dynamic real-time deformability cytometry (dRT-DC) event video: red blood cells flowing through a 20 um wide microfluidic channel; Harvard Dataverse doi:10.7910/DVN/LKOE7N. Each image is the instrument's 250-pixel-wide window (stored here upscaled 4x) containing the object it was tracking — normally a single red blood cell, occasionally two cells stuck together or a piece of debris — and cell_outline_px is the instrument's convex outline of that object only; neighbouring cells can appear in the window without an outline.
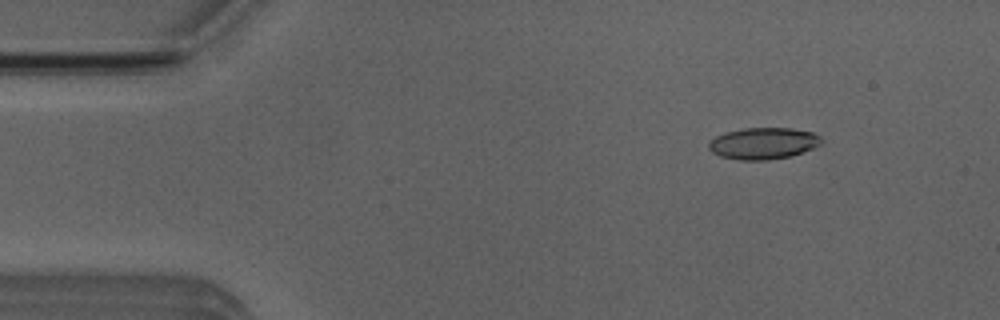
{"species": "Egyptian fruit bat (a non-hibernating species)", "species_latin": "Rousettus aegyptiacus", "temperature_condition": "room temperature", "stored_images_in_passage": 4, "camera_frame_rate_fps": 3000, "um_per_image_px": 0.085, "animal": {"sex": "male"}, "frame": {"image": 1, "passage_image": 2, "time_ms": 1.0, "image_size_px": [1000, 320], "cell_outline_px": [[824, 140], [820, 144], [812, 148], [788, 156], [768, 160], [740, 160], [720, 156], [712, 152], [708, 148], [708, 144], [716, 136], [728, 132], [744, 128], [792, 128], [812, 132], [820, 136]], "centroid_in_image_um": [64.88, 12.18], "position_along_channel_um": 20.1, "area_um2": 20.52}}